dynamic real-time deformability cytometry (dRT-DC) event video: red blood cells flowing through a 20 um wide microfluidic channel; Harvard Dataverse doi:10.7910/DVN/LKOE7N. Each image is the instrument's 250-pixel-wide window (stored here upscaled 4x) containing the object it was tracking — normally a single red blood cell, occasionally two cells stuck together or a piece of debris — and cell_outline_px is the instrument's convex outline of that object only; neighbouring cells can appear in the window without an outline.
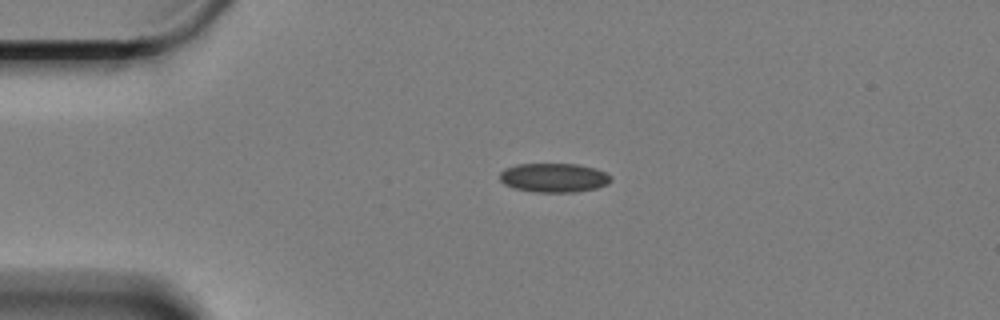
{"species": "Egyptian fruit bat (a non-hibernating species)", "species_latin": "Rousettus aegyptiacus", "temperature_condition": "cold", "stored_images_in_passage": 48, "camera_frame_rate_fps": 3000, "um_per_image_px": 0.085, "animal": {"sex": "female"}, "frame": {"image": 1, "passage_image": 1, "time_ms": 0.0, "image_size_px": [1000, 320], "cell_outline_px": [[612, 180], [608, 184], [596, 188], [576, 192], [536, 192], [516, 188], [504, 184], [500, 180], [500, 172], [504, 168], [516, 164], [580, 164], [596, 168], [608, 172], [612, 176]], "centroid_in_image_um": [47.13, 15.09], "position_along_channel_um": 37.9, "area_um2": 19.07}}
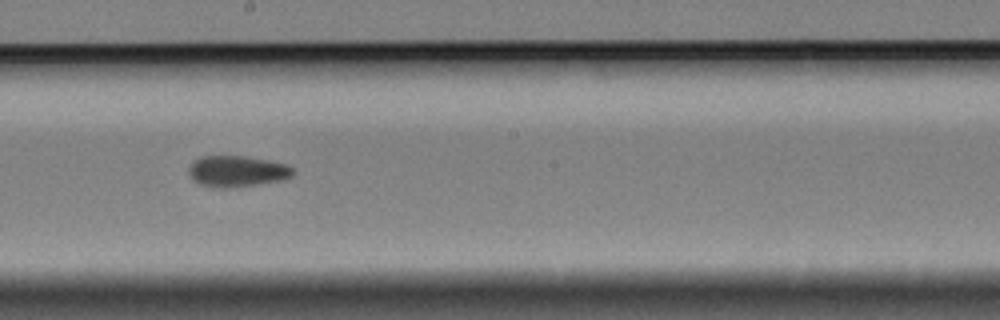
{"frame": {"image": 2, "passage_image": 21, "time_ms": 6.667, "image_size_px": [1000, 320], "cell_outline_px": [[296, 172], [292, 176], [284, 180], [256, 184], [224, 188], [216, 188], [200, 184], [192, 180], [188, 172], [188, 168], [200, 156], [244, 156], [268, 160], [288, 164]], "centroid_in_image_um": [20.17, 14.56], "position_along_channel_um": 228.0, "area_um2": 18.96}}
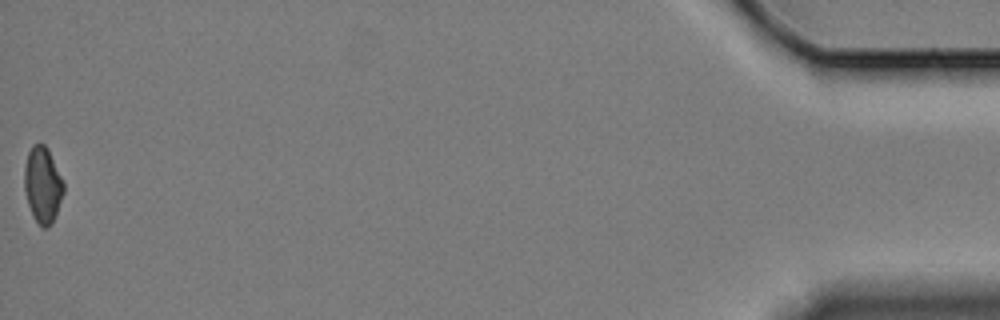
{"frame": {"image": 3, "passage_image": 48, "time_ms": 15.667, "image_size_px": [1000, 320], "cell_outline_px": [[64, 192], [56, 212], [48, 228], [44, 228], [36, 220], [28, 204], [24, 188], [24, 168], [28, 152], [32, 144], [44, 144], [48, 148], [64, 184]], "centroid_in_image_um": [3.61, 15.67], "position_along_channel_um": 431.6, "area_um2": 17.05}, "authors_computed_cell_mechanics": {"area_um2": 18.4093, "velocity_mm_per_s": 3.3116, "shape_relaxation_time_tau1_ms": null, "shape_relaxation_time_tau2_ms": 6.0615, "deformation_change_tau1": null, "deformation_change_tau2": 0.12}}